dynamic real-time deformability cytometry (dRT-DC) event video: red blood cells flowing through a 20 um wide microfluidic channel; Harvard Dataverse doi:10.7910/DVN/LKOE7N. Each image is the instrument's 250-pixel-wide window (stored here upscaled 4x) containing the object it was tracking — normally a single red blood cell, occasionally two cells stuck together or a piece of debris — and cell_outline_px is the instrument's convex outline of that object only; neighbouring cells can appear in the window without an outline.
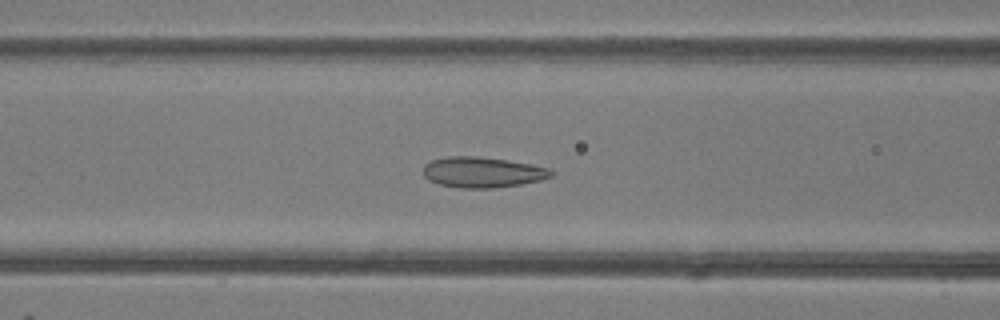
{"species": "common noctule bat (a hibernating species)", "species_latin": "Nyctalus noctula", "temperature_condition": "room temperature", "stored_images_in_passage": 49, "camera_frame_rate_fps": 3000, "um_per_image_px": 0.085, "animal": {"sex": "female"}, "frame": {"image": 1, "passage_image": 20, "time_ms": 6.333, "image_size_px": [1000, 320], "cell_outline_px": [[552, 176], [540, 180], [520, 184], [492, 188], [460, 188], [440, 184], [428, 180], [424, 176], [424, 164], [432, 160], [448, 156], [476, 156], [508, 160], [532, 164], [548, 168], [552, 172]], "centroid_in_image_um": [40.99, 14.63], "position_along_channel_um": 125.6, "area_um2": 22.72}}
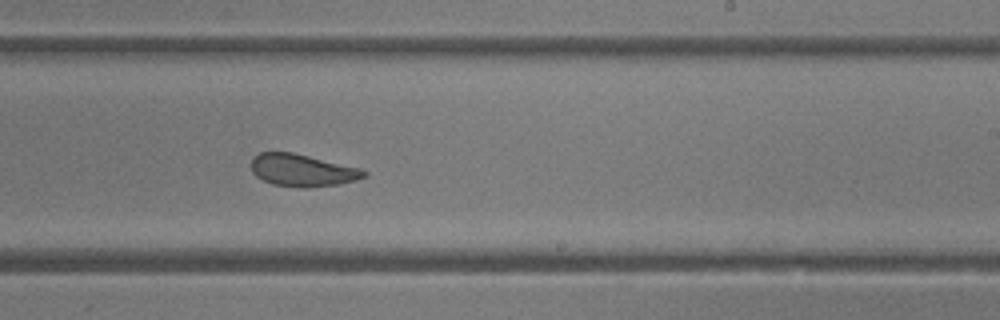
{"frame": {"image": 2, "passage_image": 30, "time_ms": 9.667, "image_size_px": [1000, 320], "cell_outline_px": [[368, 176], [356, 180], [340, 184], [308, 188], [304, 188], [272, 184], [256, 176], [252, 172], [252, 156], [260, 152], [292, 152], [360, 168], [368, 172]], "centroid_in_image_um": [25.71, 14.48], "position_along_channel_um": 263.3, "area_um2": 21.27}}
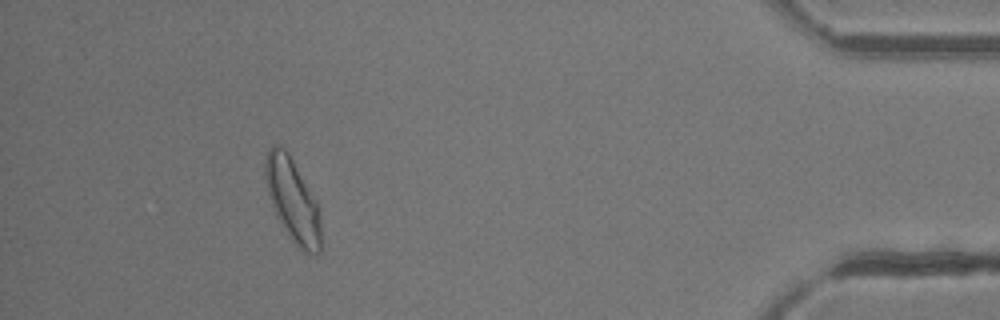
{"frame": {"image": 3, "passage_image": 45, "time_ms": 14.667, "image_size_px": [1000, 320], "cell_outline_px": [[320, 252], [304, 252], [296, 248], [288, 236], [276, 216], [268, 192], [264, 176], [264, 156], [268, 148], [272, 144], [280, 144], [288, 152], [316, 200], [320, 220]], "centroid_in_image_um": [24.83, 16.98], "position_along_channel_um": 410.4, "area_um2": 27.11}, "authors_computed_cell_mechanics": {"area_um2": 24.2182, "velocity_mm_per_s": 4.1348, "shape_relaxation_time_tau1_ms": 4.1537, "shape_relaxation_time_tau2_ms": 2.0405, "deformation_change_tau1": 0.1198, "deformation_change_tau2": 0.0895}}